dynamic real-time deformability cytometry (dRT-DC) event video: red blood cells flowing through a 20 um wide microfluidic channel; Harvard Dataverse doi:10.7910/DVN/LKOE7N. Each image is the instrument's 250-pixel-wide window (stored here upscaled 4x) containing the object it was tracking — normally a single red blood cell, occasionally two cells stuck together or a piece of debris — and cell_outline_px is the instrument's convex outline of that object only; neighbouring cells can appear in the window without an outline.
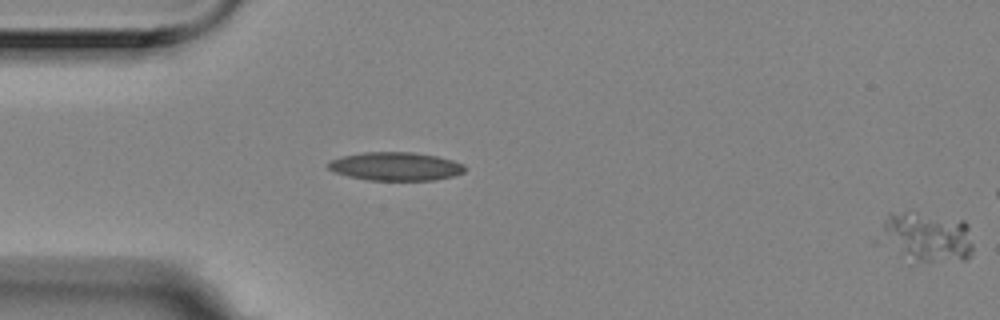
{"species": "Egyptian fruit bat (a non-hibernating species)", "species_latin": "Rousettus aegyptiacus", "temperature_condition": "room temperature", "stored_images_in_passage": 3, "segment_of_instrument_passage": [2, 2], "camera_frame_rate_fps": 3000, "um_per_image_px": 0.085, "animal": {"sex": "female"}, "frame": {"image": 1, "passage_image": 3, "time_ms": 0.667, "image_size_px": [1000, 320], "cell_outline_px": [[972, 252], [964, 260], [916, 260], [908, 256], [884, 232], [884, 224], [888, 212], [904, 212], [964, 220], [968, 224], [972, 244]], "centroid_in_image_um": [78.99, 20.08], "position_along_channel_um": 6.0, "area_um2": 24.57}}